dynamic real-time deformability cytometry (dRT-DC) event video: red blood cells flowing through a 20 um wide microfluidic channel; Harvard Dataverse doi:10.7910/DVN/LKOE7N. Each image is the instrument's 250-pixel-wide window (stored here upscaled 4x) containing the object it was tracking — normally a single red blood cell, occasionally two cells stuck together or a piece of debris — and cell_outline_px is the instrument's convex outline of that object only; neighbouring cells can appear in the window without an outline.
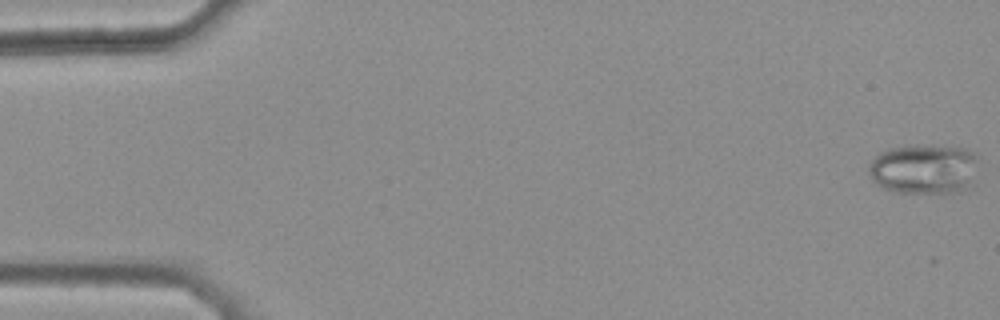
{"species": "common noctule bat (a hibernating species)", "species_latin": "Nyctalus noctula", "temperature_condition": "warm", "stored_images_in_passage": 46, "camera_frame_rate_fps": 3000, "um_per_image_px": 0.085, "animal": {"sex": "female", "body_mass_g": 25.1}, "frame": {"image": 1, "passage_image": 1, "time_ms": 0.0, "image_size_px": [1000, 320], "cell_outline_px": [[976, 160], [968, 180], [964, 188], [952, 192], [896, 192], [884, 188], [872, 180], [868, 172], [868, 164], [880, 152], [888, 148], [912, 144], [916, 144], [968, 148], [976, 156]], "centroid_in_image_um": [78.42, 14.31], "position_along_channel_um": 6.6, "area_um2": 31.33}}
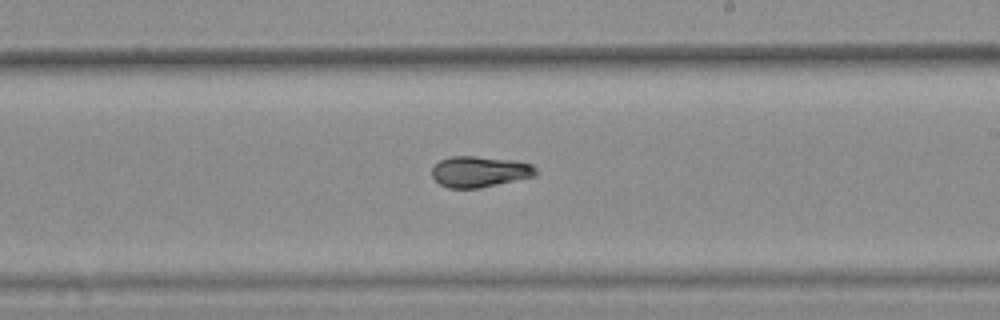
{"frame": {"image": 2, "passage_image": 31, "time_ms": 10.0, "image_size_px": [1000, 320], "cell_outline_px": [[540, 172], [536, 176], [480, 188], [448, 188], [440, 184], [432, 176], [432, 168], [440, 160], [452, 156], [476, 156], [512, 160], [532, 164]], "centroid_in_image_um": [40.8, 14.59], "position_along_channel_um": 248.2, "area_um2": 18.84}}
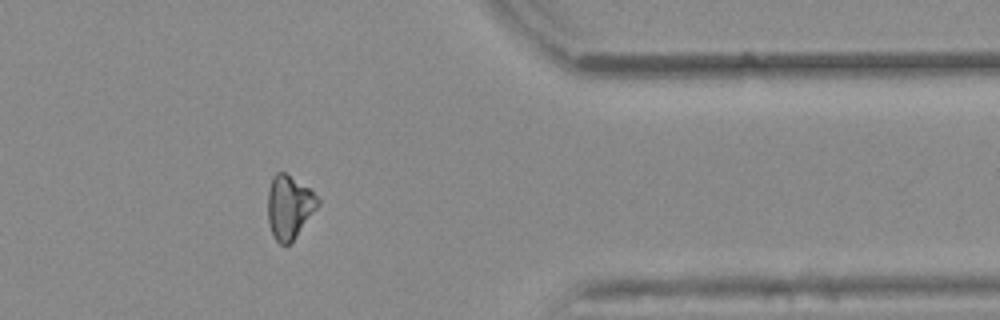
{"frame": {"image": 3, "passage_image": 43, "time_ms": 14.0, "image_size_px": [1000, 320], "cell_outline_px": [[320, 204], [292, 240], [288, 244], [280, 244], [276, 240], [268, 224], [268, 192], [272, 176], [276, 172], [284, 172], [308, 188], [320, 200]], "centroid_in_image_um": [24.56, 17.57], "position_along_channel_um": 386.8, "area_um2": 18.09}, "authors_computed_cell_mechanics": {"area_um2": 18.9295, "velocity_mm_per_s": 3.89, "shape_relaxation_time_tau1_ms": 7.8143, "shape_relaxation_time_tau2_ms": 2.4477, "deformation_change_tau1": 0.1581, "deformation_change_tau2": 0.0489}}